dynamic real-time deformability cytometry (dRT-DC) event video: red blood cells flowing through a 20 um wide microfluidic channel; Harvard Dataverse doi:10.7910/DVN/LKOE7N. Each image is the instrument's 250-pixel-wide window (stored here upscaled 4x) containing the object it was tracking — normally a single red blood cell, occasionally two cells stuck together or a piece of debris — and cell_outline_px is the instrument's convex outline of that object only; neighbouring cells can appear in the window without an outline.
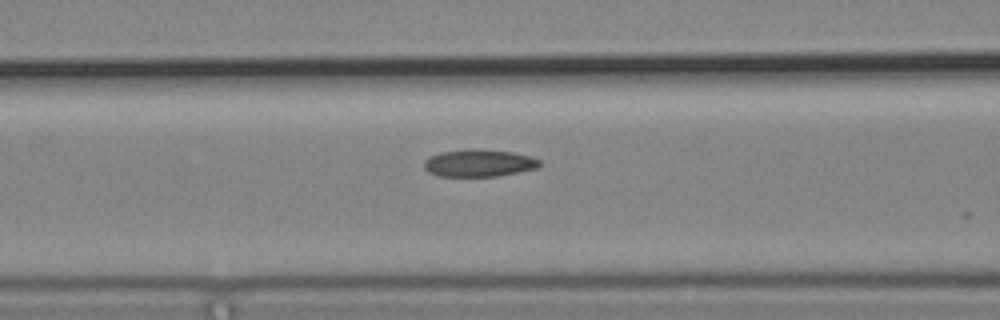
{"species": "common noctule bat (a hibernating species)", "species_latin": "Nyctalus noctula", "temperature_condition": "cold", "stored_images_in_passage": 24, "camera_frame_rate_fps": 3000, "um_per_image_px": 0.085, "animal": {"sex": "male", "body_mass_g": 19.2, "forearm_length_mm": 51.8}, "frame": {"image": 1, "passage_image": 13, "time_ms": 4.0, "image_size_px": [1000, 320], "cell_outline_px": [[540, 164], [536, 168], [496, 176], [440, 176], [428, 172], [424, 168], [424, 160], [428, 156], [440, 152], [468, 148], [476, 148], [512, 152], [528, 156], [540, 160]], "centroid_in_image_um": [40.64, 13.84], "position_along_channel_um": 126.0, "area_um2": 18.38}}
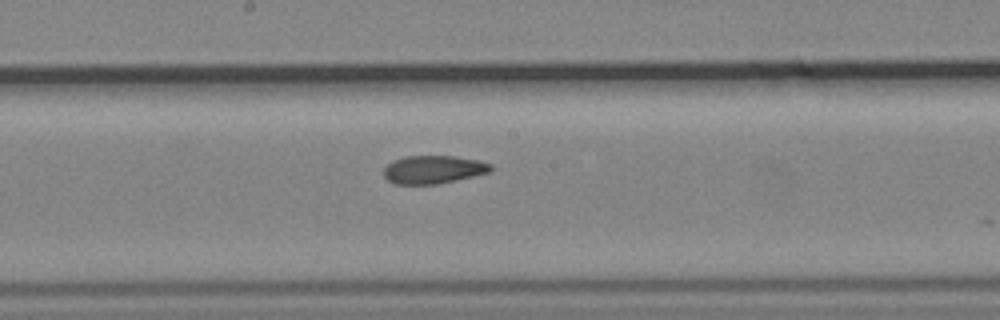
{"frame": {"image": 2, "passage_image": 20, "time_ms": 6.333, "image_size_px": [1000, 320], "cell_outline_px": [[492, 172], [456, 180], [436, 184], [396, 184], [388, 180], [384, 176], [384, 168], [392, 160], [404, 156], [456, 156], [480, 160], [492, 164]], "centroid_in_image_um": [36.86, 14.4], "position_along_channel_um": 211.3, "area_um2": 17.69}}
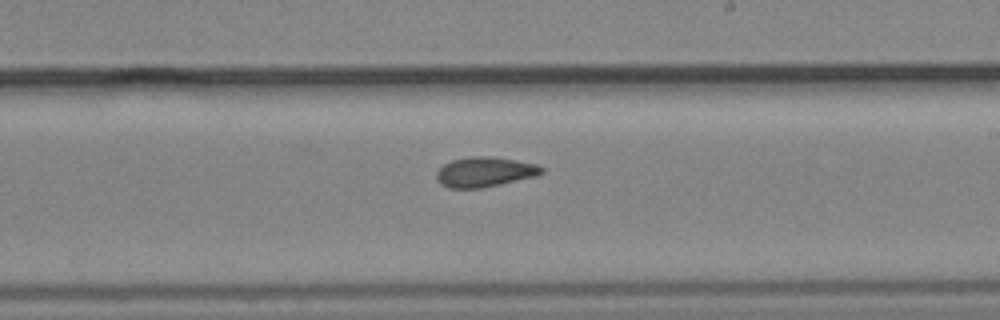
{"frame": {"image": 3, "passage_image": 23, "time_ms": 7.333, "image_size_px": [1000, 320], "cell_outline_px": [[544, 172], [536, 176], [500, 184], [480, 188], [448, 188], [440, 184], [436, 180], [436, 172], [444, 164], [452, 160], [472, 156], [488, 156], [516, 160], [536, 164], [544, 168]], "centroid_in_image_um": [41.18, 14.62], "position_along_channel_um": 247.8, "area_um2": 18.32}}